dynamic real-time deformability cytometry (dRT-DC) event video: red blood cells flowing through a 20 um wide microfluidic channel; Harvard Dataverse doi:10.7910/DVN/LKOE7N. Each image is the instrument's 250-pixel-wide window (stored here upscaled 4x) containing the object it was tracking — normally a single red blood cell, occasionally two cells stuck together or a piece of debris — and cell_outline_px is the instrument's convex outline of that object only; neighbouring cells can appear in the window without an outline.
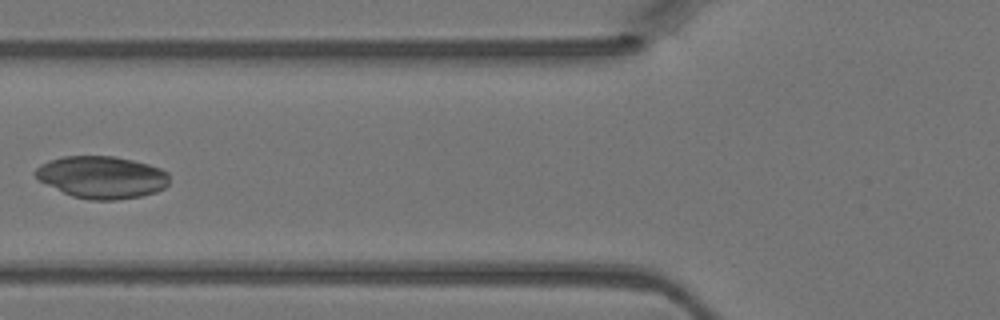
{"species": "Egyptian fruit bat (a non-hibernating species)", "species_latin": "Rousettus aegyptiacus", "temperature_condition": "warm", "stored_images_in_passage": 5, "camera_frame_rate_fps": 3000, "um_per_image_px": 0.085, "animal": {"sex": "female"}, "frame": {"image": 1, "passage_image": 5, "time_ms": 1.333, "image_size_px": [1000, 320], "cell_outline_px": [[168, 184], [164, 188], [156, 192], [140, 196], [116, 200], [88, 200], [72, 196], [40, 180], [32, 172], [40, 164], [48, 160], [64, 156], [116, 156], [148, 164], [160, 168], [168, 172]], "centroid_in_image_um": [8.66, 15.05], "position_along_channel_um": 117.1, "area_um2": 32.95}}